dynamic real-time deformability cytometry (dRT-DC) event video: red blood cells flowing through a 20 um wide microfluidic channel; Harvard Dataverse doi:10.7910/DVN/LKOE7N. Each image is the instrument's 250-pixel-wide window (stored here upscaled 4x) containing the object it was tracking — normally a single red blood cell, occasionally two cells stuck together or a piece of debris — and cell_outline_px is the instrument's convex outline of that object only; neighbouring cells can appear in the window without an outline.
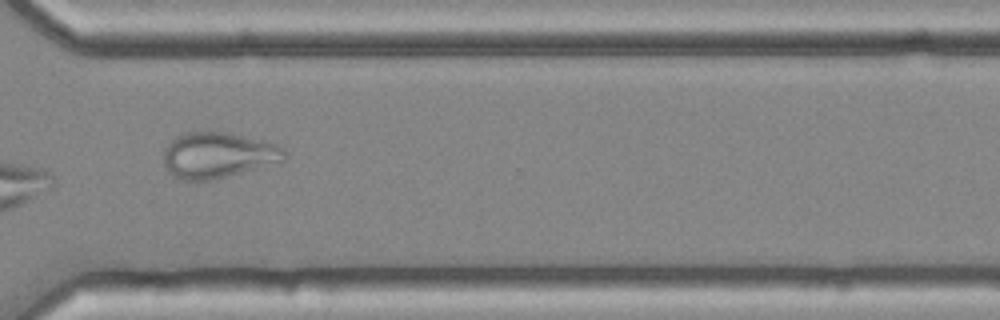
{"species": "common noctule bat (a hibernating species)", "species_latin": "Nyctalus noctula", "temperature_condition": "cold", "stored_images_in_passage": 13, "camera_frame_rate_fps": 3000, "um_per_image_px": 0.085, "animal": {"sex": "female", "body_mass_g": 25.1}, "frame": {"image": 1, "passage_image": 11, "time_ms": 3.333, "image_size_px": [1000, 320], "cell_outline_px": [[288, 156], [280, 164], [208, 180], [180, 180], [172, 176], [168, 172], [164, 164], [164, 148], [176, 136], [184, 132], [224, 132], [276, 144], [284, 148], [288, 152]], "centroid_in_image_um": [18.56, 13.21], "position_along_channel_um": 352.0, "area_um2": 32.48}}